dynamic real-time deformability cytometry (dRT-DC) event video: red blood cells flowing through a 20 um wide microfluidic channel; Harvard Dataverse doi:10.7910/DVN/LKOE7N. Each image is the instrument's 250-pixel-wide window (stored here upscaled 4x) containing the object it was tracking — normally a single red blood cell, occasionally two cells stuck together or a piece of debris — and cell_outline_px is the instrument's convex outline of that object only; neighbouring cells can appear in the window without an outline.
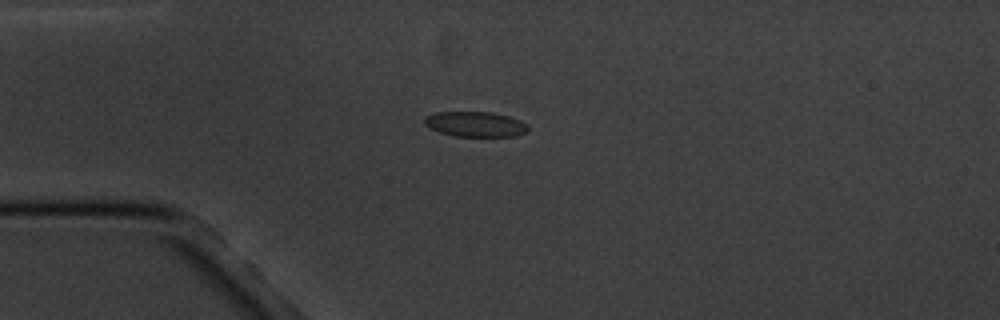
{"species": "common noctule bat (a hibernating species)", "species_latin": "Nyctalus noctula", "temperature_condition": "cold", "stored_images_in_passage": 4, "camera_frame_rate_fps": 3000, "um_per_image_px": 0.085, "animal": {"sex": "male", "body_mass_g": 20.1, "forearm_length_mm": 53.5}, "frame": {"image": 1, "passage_image": 3, "time_ms": 3.333, "image_size_px": [1000, 320], "cell_outline_px": [[528, 132], [516, 136], [456, 136], [440, 132], [428, 128], [424, 124], [424, 116], [436, 112], [492, 112], [508, 116], [520, 120], [528, 124]], "centroid_in_image_um": [40.4, 10.55], "position_along_channel_um": 44.6, "area_um2": 15.32}}